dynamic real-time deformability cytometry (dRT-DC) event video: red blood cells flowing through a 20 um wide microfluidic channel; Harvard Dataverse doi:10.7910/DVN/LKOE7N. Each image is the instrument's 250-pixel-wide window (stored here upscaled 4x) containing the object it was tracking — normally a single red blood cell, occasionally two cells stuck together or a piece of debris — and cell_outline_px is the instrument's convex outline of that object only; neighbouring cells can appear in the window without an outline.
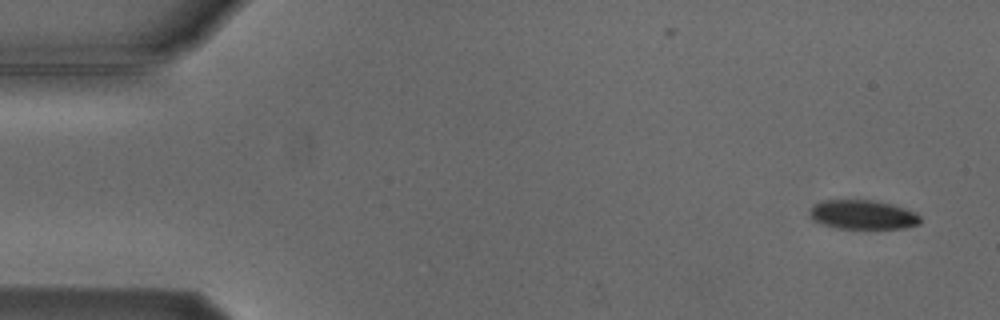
{"species": "Egyptian fruit bat (a non-hibernating species)", "species_latin": "Rousettus aegyptiacus", "temperature_condition": "cold", "stored_images_in_passage": 4, "camera_frame_rate_fps": 3000, "um_per_image_px": 0.085, "animal": {"sex": "male"}, "frame": {"image": 1, "passage_image": 1, "time_ms": 0.0, "image_size_px": [1000, 320], "cell_outline_px": [[920, 224], [904, 228], [836, 228], [812, 220], [808, 212], [816, 204], [824, 200], [872, 200], [892, 204], [916, 212], [920, 216]], "centroid_in_image_um": [73.35, 18.25], "position_along_channel_um": 11.6, "area_um2": 18.73}}
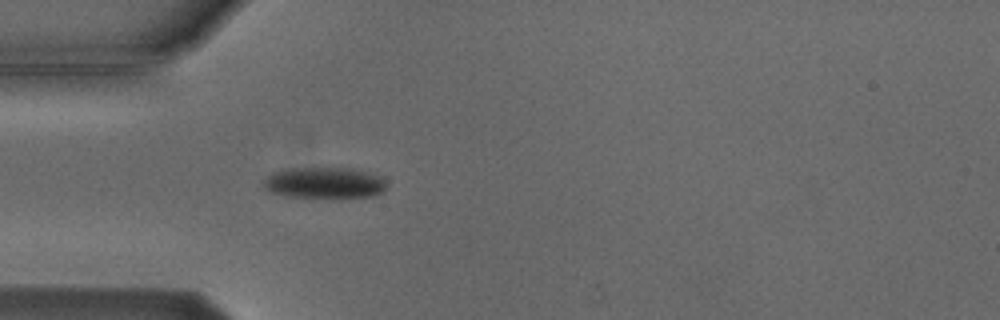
{"frame": {"image": 2, "passage_image": 4, "time_ms": 4.333, "image_size_px": [1000, 320], "cell_outline_px": [[384, 188], [380, 192], [372, 196], [340, 200], [332, 200], [284, 196], [272, 192], [264, 188], [264, 180], [272, 172], [288, 168], [352, 168], [380, 176], [384, 180]], "centroid_in_image_um": [27.55, 15.59], "position_along_channel_um": 57.4, "area_um2": 23.06}}